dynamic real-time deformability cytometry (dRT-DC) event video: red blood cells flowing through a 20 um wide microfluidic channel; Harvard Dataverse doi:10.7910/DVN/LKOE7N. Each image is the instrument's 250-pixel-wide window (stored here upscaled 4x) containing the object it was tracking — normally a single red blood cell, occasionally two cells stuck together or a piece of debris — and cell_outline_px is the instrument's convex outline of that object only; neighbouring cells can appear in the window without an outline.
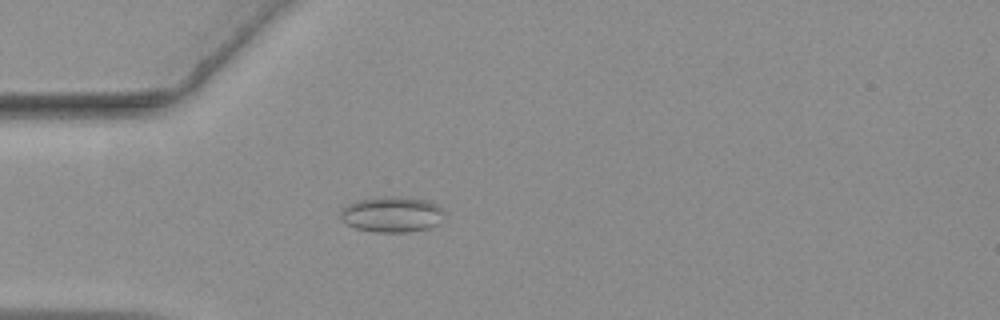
{"species": "common noctule bat (a hibernating species)", "species_latin": "Nyctalus noctula", "temperature_condition": "warm", "stored_images_in_passage": 44, "camera_frame_rate_fps": 3000, "um_per_image_px": 0.085, "animal": {"sex": "female", "body_mass_g": 19.3, "forearm_length_mm": 54.1}, "frame": {"image": 1, "passage_image": 3, "time_ms": 0.667, "image_size_px": [1000, 320], "cell_outline_px": [[444, 220], [428, 228], [408, 232], [372, 232], [356, 228], [348, 224], [340, 216], [340, 208], [348, 204], [360, 200], [384, 196], [400, 196], [428, 200], [436, 204], [444, 212]], "centroid_in_image_um": [33.33, 18.22], "position_along_channel_um": 51.7, "area_um2": 21.68}}
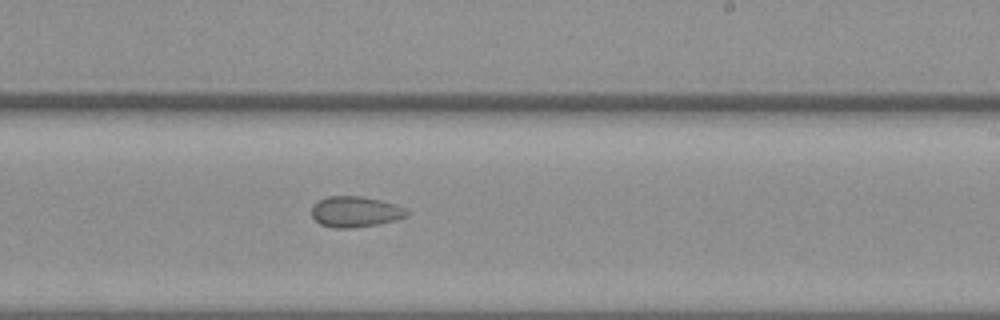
{"frame": {"image": 2, "passage_image": 21, "time_ms": 6.667, "image_size_px": [1000, 320], "cell_outline_px": [[408, 216], [396, 220], [380, 224], [352, 228], [332, 228], [320, 224], [312, 216], [312, 204], [328, 196], [360, 196], [380, 200], [396, 204], [408, 208]], "centroid_in_image_um": [30.23, 18.0], "position_along_channel_um": 258.8, "area_um2": 17.28}}
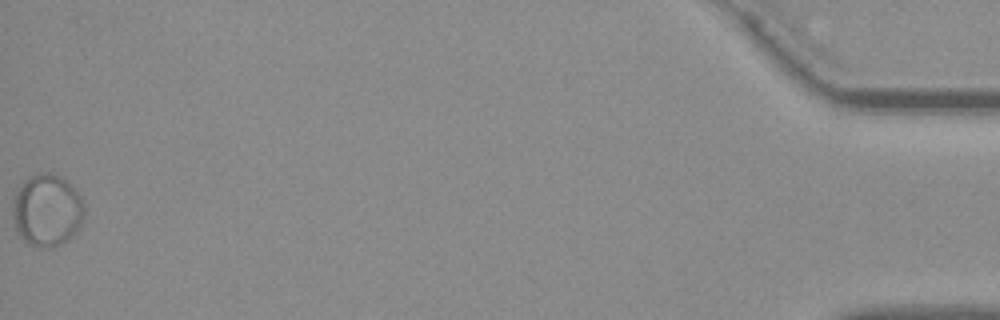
{"frame": {"image": 3, "passage_image": 44, "time_ms": 14.333, "image_size_px": [1000, 320], "cell_outline_px": [[84, 216], [80, 228], [68, 240], [52, 248], [36, 248], [28, 244], [20, 236], [16, 228], [12, 216], [12, 208], [16, 192], [24, 180], [28, 176], [36, 172], [52, 172], [60, 176], [72, 184], [80, 192], [84, 200]], "centroid_in_image_um": [4.03, 17.86], "position_along_channel_um": 431.2, "area_um2": 30.98}, "authors_computed_cell_mechanics": {"area_um2": 18.7272, "velocity_mm_per_s": 3.6, "shape_relaxation_time_tau1_ms": null, "shape_relaxation_time_tau2_ms": 2.003, "deformation_change_tau1": null, "deformation_change_tau2": 0.0483}}